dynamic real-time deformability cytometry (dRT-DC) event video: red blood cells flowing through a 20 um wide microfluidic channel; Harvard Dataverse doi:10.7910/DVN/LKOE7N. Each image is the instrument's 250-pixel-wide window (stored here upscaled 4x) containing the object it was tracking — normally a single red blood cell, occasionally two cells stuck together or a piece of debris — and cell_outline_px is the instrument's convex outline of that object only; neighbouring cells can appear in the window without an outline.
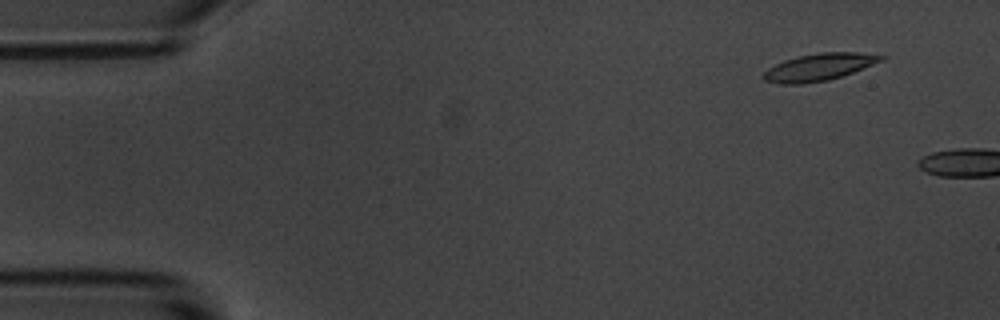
{"species": "common noctule bat (a hibernating species)", "species_latin": "Nyctalus noctula", "temperature_condition": "room temperature", "stored_images_in_passage": 2, "camera_frame_rate_fps": 3000, "um_per_image_px": 0.085, "animal": {"sex": "male", "body_mass_g": 20.1, "forearm_length_mm": 53.5}, "frame": {"image": 1, "passage_image": 1, "time_ms": 0.0, "image_size_px": [1000, 320], "cell_outline_px": [[888, 56], [872, 64], [852, 72], [828, 80], [804, 84], [780, 84], [764, 80], [760, 76], [768, 68], [784, 60], [800, 56], [820, 52], [856, 52]], "centroid_in_image_um": [69.55, 5.71], "position_along_channel_um": 15.4, "area_um2": 18.38}}